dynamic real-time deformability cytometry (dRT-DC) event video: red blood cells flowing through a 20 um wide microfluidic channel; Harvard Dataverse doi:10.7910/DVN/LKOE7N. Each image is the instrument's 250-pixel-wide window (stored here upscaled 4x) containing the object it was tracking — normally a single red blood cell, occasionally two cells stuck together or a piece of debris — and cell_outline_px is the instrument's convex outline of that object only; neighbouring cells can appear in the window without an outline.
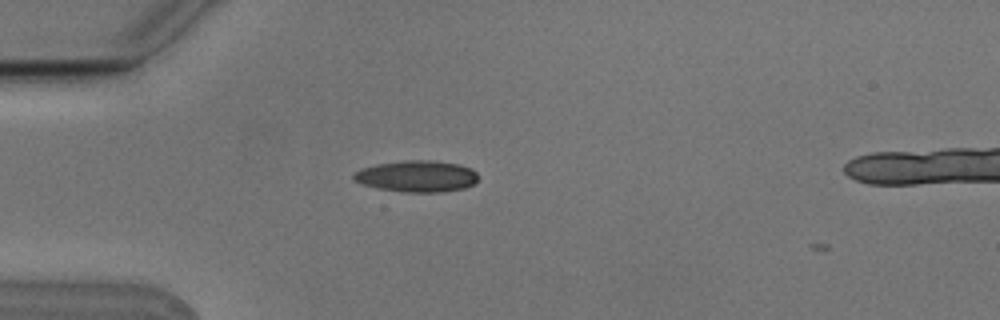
{"species": "Egyptian fruit bat (a non-hibernating species)", "species_latin": "Rousettus aegyptiacus", "temperature_condition": "cold", "stored_images_in_passage": 2, "camera_frame_rate_fps": 3000, "um_per_image_px": 0.085, "animal": {"sex": "male"}, "frame": {"image": 1, "passage_image": 1, "time_ms": 0.0, "image_size_px": [1000, 320], "cell_outline_px": [[480, 176], [472, 184], [464, 188], [444, 192], [404, 192], [376, 188], [352, 180], [352, 176], [360, 168], [376, 164], [404, 160], [432, 160], [460, 164], [472, 168]], "centroid_in_image_um": [35.44, 14.97], "position_along_channel_um": 49.6, "area_um2": 23.06}}